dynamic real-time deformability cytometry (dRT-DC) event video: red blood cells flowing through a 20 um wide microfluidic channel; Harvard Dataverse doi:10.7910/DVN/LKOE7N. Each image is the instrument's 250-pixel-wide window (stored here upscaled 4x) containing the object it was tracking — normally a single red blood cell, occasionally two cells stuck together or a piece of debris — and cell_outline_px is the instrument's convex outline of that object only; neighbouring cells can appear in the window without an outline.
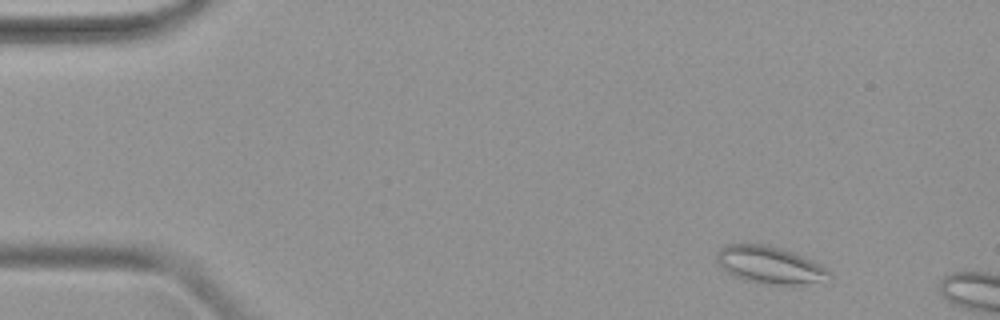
{"species": "common noctule bat (a hibernating species)", "species_latin": "Nyctalus noctula", "temperature_condition": "warm", "stored_images_in_passage": 12, "camera_frame_rate_fps": 3000, "um_per_image_px": 0.085, "animal": {"sex": "female", "body_mass_g": 19.9}, "frame": {"image": 1, "passage_image": 4, "time_ms": 1.0, "image_size_px": [1000, 320], "cell_outline_px": [[832, 276], [804, 284], [760, 284], [744, 280], [732, 276], [720, 268], [716, 264], [716, 252], [724, 244], [768, 244], [804, 256], [820, 264], [832, 272]], "centroid_in_image_um": [65.34, 22.51], "position_along_channel_um": 19.7, "area_um2": 24.68}}